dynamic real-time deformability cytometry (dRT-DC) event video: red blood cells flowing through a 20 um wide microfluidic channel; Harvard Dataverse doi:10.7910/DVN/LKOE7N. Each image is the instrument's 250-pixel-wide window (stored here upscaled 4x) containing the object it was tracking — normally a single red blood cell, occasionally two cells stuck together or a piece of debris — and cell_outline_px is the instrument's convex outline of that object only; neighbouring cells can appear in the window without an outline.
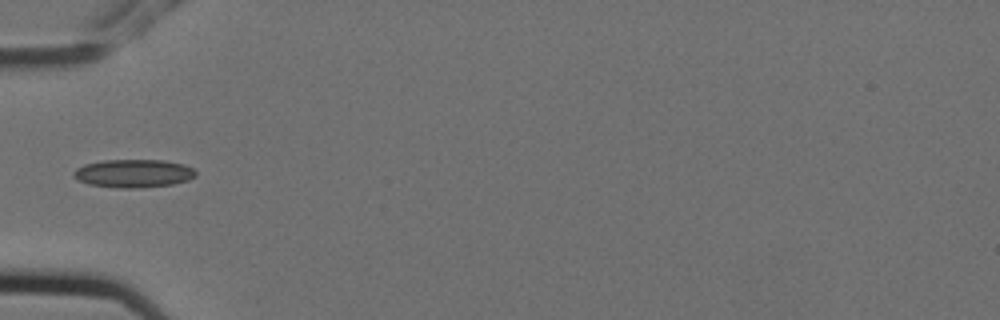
{"species": "Egyptian fruit bat (a non-hibernating species)", "species_latin": "Rousettus aegyptiacus", "temperature_condition": "cold", "stored_images_in_passage": 1, "camera_frame_rate_fps": 3000, "um_per_image_px": 0.085, "animal": {"sex": "female"}, "frame": {"image": 1, "passage_image": 1, "time_ms": 0.0, "image_size_px": [1000, 320], "cell_outline_px": [[196, 176], [188, 180], [172, 184], [140, 188], [120, 188], [88, 184], [76, 180], [72, 176], [72, 172], [76, 168], [84, 164], [104, 160], [164, 160], [184, 164], [192, 168], [196, 172]], "centroid_in_image_um": [11.32, 14.74], "position_along_channel_um": 73.7, "area_um2": 20.23}}